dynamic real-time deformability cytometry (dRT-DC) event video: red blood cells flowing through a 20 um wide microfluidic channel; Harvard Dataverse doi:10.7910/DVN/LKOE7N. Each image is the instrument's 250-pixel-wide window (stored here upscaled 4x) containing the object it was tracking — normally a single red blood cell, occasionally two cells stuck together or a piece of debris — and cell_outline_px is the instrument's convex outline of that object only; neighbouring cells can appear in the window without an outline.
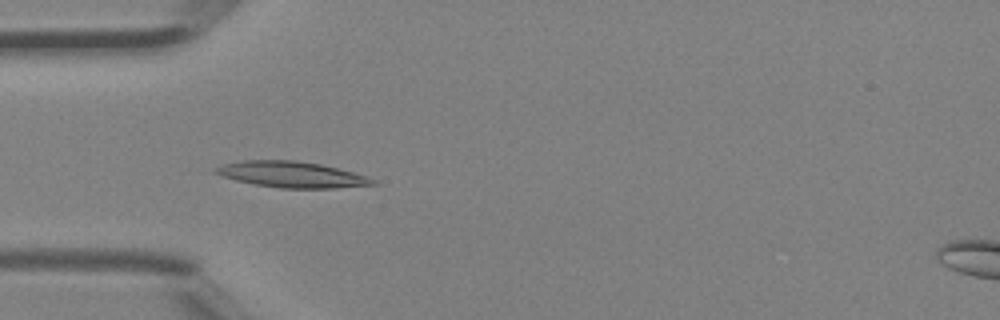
{"species": "Egyptian fruit bat (a non-hibernating species)", "species_latin": "Rousettus aegyptiacus", "temperature_condition": "room temperature", "stored_images_in_passage": 45, "camera_frame_rate_fps": 3000, "um_per_image_px": 0.085, "animal": {"sex": "female"}, "frame": {"image": 1, "passage_image": 14, "time_ms": 4.333, "image_size_px": [1000, 320], "cell_outline_px": [[376, 184], [336, 188], [280, 188], [256, 184], [236, 180], [212, 172], [212, 168], [224, 164], [244, 160], [296, 160], [320, 164], [352, 172], [376, 180]], "centroid_in_image_um": [24.75, 14.83], "position_along_channel_um": 60.2, "area_um2": 23.52}}
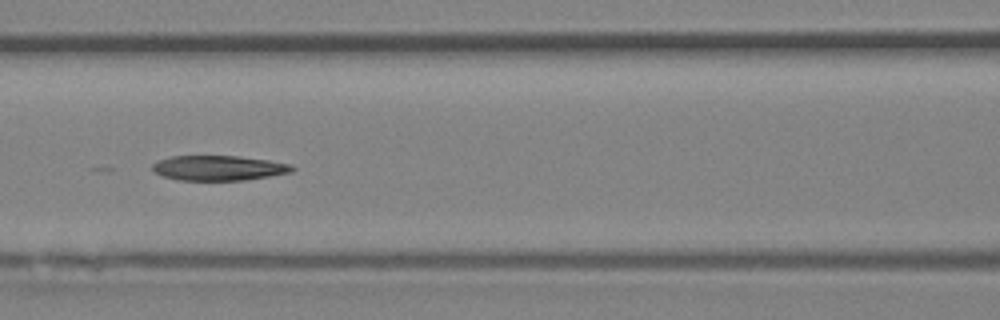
{"frame": {"image": 2, "passage_image": 20, "time_ms": 6.333, "image_size_px": [1000, 320], "cell_outline_px": [[296, 168], [292, 172], [244, 180], [180, 180], [164, 176], [152, 172], [152, 164], [160, 160], [172, 156], [240, 156], [268, 160], [292, 164]], "centroid_in_image_um": [18.6, 14.27], "position_along_channel_um": 148.0, "area_um2": 20.29}}
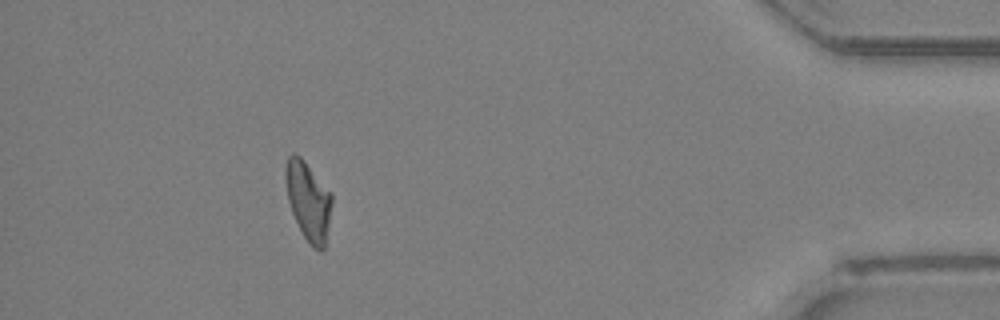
{"frame": {"image": 3, "passage_image": 41, "time_ms": 13.333, "image_size_px": [1000, 320], "cell_outline_px": [[332, 204], [324, 248], [320, 252], [312, 248], [304, 236], [292, 212], [288, 200], [284, 176], [284, 172], [288, 156], [292, 152], [300, 156], [304, 160], [332, 192]], "centroid_in_image_um": [26.2, 17.04], "position_along_channel_um": 409.0, "area_um2": 21.27}}